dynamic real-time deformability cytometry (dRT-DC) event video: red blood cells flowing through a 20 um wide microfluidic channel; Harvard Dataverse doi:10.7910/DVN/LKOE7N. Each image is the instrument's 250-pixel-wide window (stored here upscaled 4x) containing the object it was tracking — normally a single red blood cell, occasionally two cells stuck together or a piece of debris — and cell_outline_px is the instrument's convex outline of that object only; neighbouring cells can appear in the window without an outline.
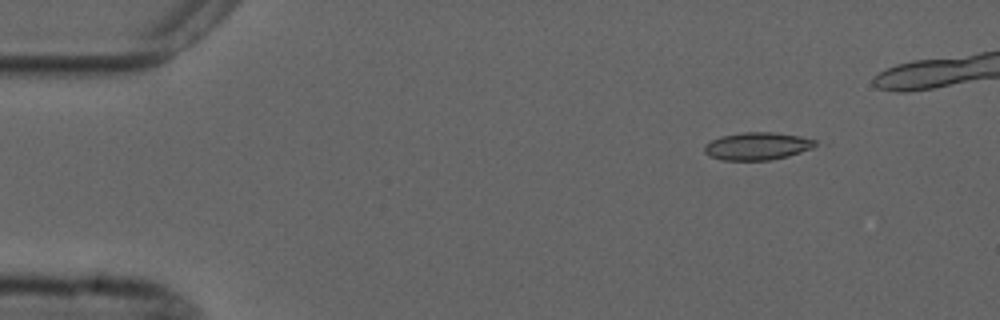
{"species": "common noctule bat (a hibernating species)", "species_latin": "Nyctalus noctula", "temperature_condition": "cold", "stored_images_in_passage": 5, "camera_frame_rate_fps": 3000, "um_per_image_px": 0.085, "animal": {"sex": "male", "forearm_length_mm": 52.5}, "frame": {"image": 1, "passage_image": 2, "time_ms": 1.0, "image_size_px": [1000, 320], "cell_outline_px": [[820, 144], [812, 148], [788, 156], [768, 160], [724, 160], [712, 156], [704, 152], [704, 144], [720, 136], [744, 132], [772, 132], [800, 136], [816, 140]], "centroid_in_image_um": [64.39, 12.41], "position_along_channel_um": 20.6, "area_um2": 17.8}}